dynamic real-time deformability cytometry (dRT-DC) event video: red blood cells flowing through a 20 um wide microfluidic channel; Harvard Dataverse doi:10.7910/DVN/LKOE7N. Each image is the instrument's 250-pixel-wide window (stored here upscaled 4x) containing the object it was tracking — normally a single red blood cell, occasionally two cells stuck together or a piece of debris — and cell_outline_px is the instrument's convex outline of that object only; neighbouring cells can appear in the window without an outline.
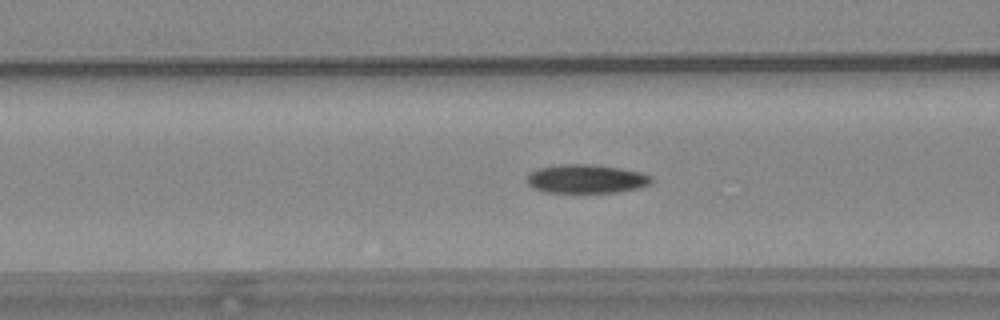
{"species": "common noctule bat (a hibernating species)", "species_latin": "Nyctalus noctula", "temperature_condition": "warm", "stored_images_in_passage": 58, "camera_frame_rate_fps": 3000, "um_per_image_px": 0.085, "animal": {"sex": "female", "body_mass_g": 24.6, "forearm_length_mm": 56.2}, "frame": {"image": 1, "passage_image": 23, "time_ms": 7.333, "image_size_px": [1000, 320], "cell_outline_px": [[652, 184], [640, 188], [616, 192], [544, 192], [532, 188], [528, 184], [528, 172], [536, 168], [560, 164], [592, 164], [620, 168], [640, 172], [652, 176]], "centroid_in_image_um": [49.82, 15.2], "position_along_channel_um": 116.8, "area_um2": 21.04}}
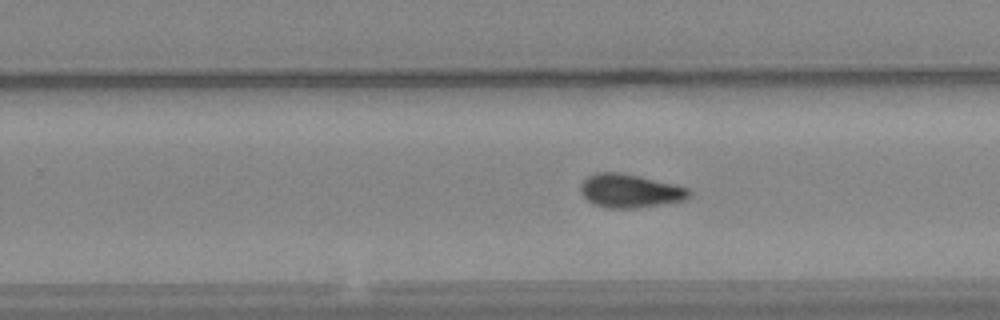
{"frame": {"image": 2, "passage_image": 36, "time_ms": 11.667, "image_size_px": [1000, 320], "cell_outline_px": [[692, 196], [688, 200], [636, 208], [608, 208], [592, 204], [580, 192], [580, 184], [588, 176], [596, 172], [620, 172], [640, 176], [688, 188], [692, 192]], "centroid_in_image_um": [53.56, 16.23], "position_along_channel_um": 276.2, "area_um2": 21.39}}
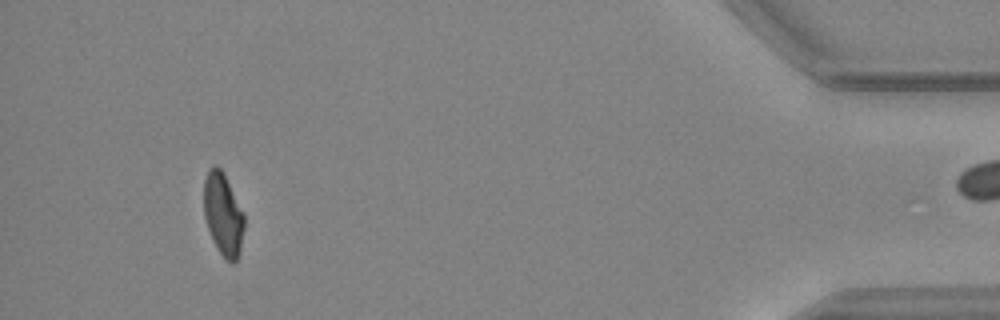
{"frame": {"image": 3, "passage_image": 53, "time_ms": 17.333, "image_size_px": [1000, 320], "cell_outline_px": [[244, 228], [240, 248], [236, 260], [232, 264], [216, 248], [212, 240], [204, 216], [204, 180], [208, 168], [216, 164], [224, 172], [244, 212]], "centroid_in_image_um": [18.96, 18.16], "position_along_channel_um": 416.2, "area_um2": 19.54}, "authors_computed_cell_mechanics": {"area_um2": 20.6057, "velocity_mm_per_s": 3.6952, "shape_relaxation_time_tau1_ms": null, "shape_relaxation_time_tau2_ms": 6.4183, "deformation_change_tau1": null, "deformation_change_tau2": 0.1198}}